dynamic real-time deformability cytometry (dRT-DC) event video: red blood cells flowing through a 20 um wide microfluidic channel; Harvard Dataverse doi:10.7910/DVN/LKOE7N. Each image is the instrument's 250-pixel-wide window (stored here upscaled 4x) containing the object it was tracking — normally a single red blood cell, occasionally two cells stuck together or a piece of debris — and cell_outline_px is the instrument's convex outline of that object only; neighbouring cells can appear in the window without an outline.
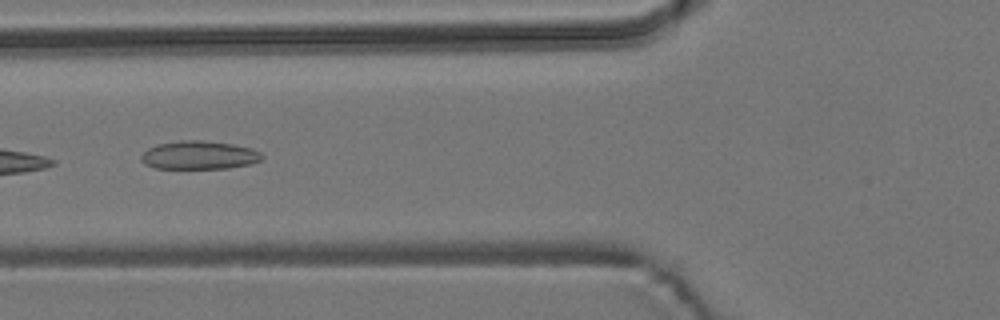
{"species": "common noctule bat (a hibernating species)", "species_latin": "Nyctalus noctula", "temperature_condition": "room temperature", "stored_images_in_passage": 8, "camera_frame_rate_fps": 3000, "um_per_image_px": 0.085, "animal": {"sex": "male", "body_mass_g": 19.2, "forearm_length_mm": 51.8}, "frame": {"image": 1, "passage_image": 5, "time_ms": 6.333, "image_size_px": [1000, 320], "cell_outline_px": [[264, 156], [260, 160], [252, 164], [228, 168], [156, 168], [144, 164], [140, 160], [140, 156], [148, 148], [156, 144], [180, 140], [200, 140], [232, 144], [252, 148], [260, 152]], "centroid_in_image_um": [16.92, 13.18], "position_along_channel_um": 108.9, "area_um2": 20.06}}
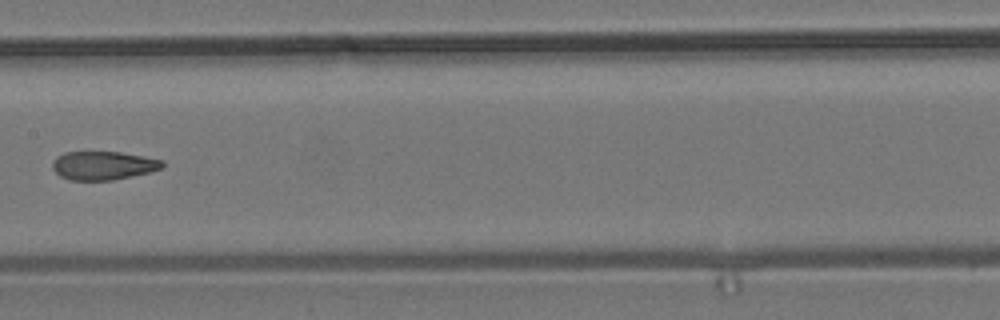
{"frame": {"image": 2, "passage_image": 7, "time_ms": 8.667, "image_size_px": [1000, 320], "cell_outline_px": [[164, 164], [160, 168], [148, 172], [112, 180], [68, 180], [60, 176], [52, 168], [52, 160], [56, 156], [64, 152], [120, 152], [144, 156], [164, 160]], "centroid_in_image_um": [8.73, 14.06], "position_along_channel_um": 198.7, "area_um2": 18.26}}
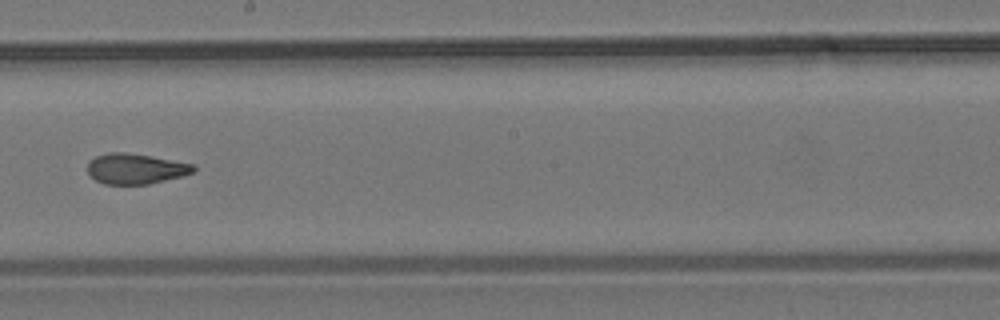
{"frame": {"image": 3, "passage_image": 8, "time_ms": 9.667, "image_size_px": [1000, 320], "cell_outline_px": [[196, 168], [192, 172], [184, 176], [148, 184], [104, 184], [96, 180], [88, 172], [88, 160], [96, 156], [108, 152], [124, 152], [152, 156], [196, 164]], "centroid_in_image_um": [11.54, 14.33], "position_along_channel_um": 236.7, "area_um2": 18.9}}